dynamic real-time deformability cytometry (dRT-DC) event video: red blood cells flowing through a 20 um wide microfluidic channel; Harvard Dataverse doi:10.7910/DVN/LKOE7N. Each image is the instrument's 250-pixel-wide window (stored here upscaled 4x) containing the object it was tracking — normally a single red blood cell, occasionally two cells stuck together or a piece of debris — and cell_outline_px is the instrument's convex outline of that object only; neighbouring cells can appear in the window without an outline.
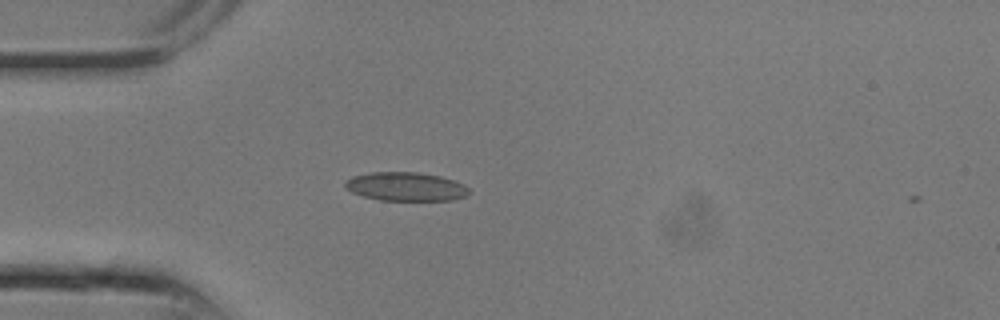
{"species": "common noctule bat (a hibernating species)", "species_latin": "Nyctalus noctula", "temperature_condition": "room temperature", "stored_images_in_passage": 2, "camera_frame_rate_fps": 3000, "um_per_image_px": 0.085, "animal": {"sex": "male", "body_mass_g": 13.3}, "frame": {"image": 1, "passage_image": 1, "time_ms": 0.0, "image_size_px": [1000, 320], "cell_outline_px": [[468, 196], [452, 200], [380, 200], [364, 196], [352, 192], [344, 188], [344, 180], [352, 176], [372, 172], [416, 172], [440, 176], [456, 180], [464, 184], [468, 188]], "centroid_in_image_um": [34.49, 15.85], "position_along_channel_um": 50.5, "area_um2": 20.87}}